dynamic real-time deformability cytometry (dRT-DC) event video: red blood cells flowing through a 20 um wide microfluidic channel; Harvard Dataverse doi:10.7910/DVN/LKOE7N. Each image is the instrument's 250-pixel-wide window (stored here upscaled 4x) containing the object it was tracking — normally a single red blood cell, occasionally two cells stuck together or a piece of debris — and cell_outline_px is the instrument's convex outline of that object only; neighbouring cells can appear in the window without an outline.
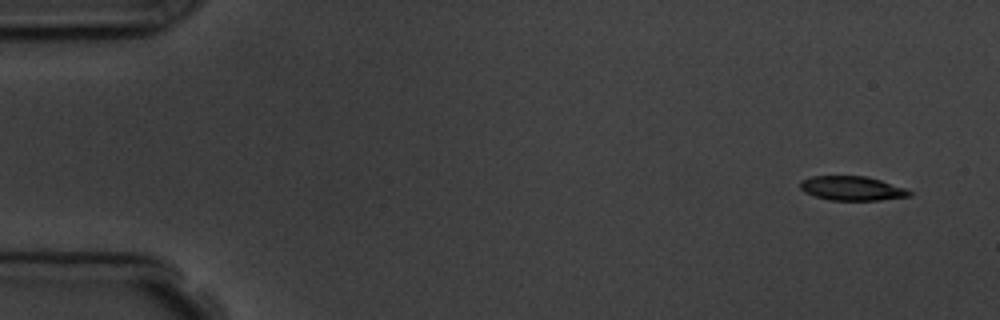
{"species": "common noctule bat (a hibernating species)", "species_latin": "Nyctalus noctula", "temperature_condition": "room temperature", "stored_images_in_passage": 6, "segment_of_instrument_passage": [1, 2], "camera_frame_rate_fps": 3000, "um_per_image_px": 0.085, "animal": {"sex": "male", "body_mass_g": 19.5, "forearm_length_mm": 54.6}, "frame": {"image": 1, "passage_image": 1, "time_ms": 0.0, "image_size_px": [1000, 320], "cell_outline_px": [[912, 196], [880, 200], [828, 200], [804, 192], [800, 188], [800, 180], [812, 176], [868, 176], [904, 188], [912, 192]], "centroid_in_image_um": [72.41, 16.01], "position_along_channel_um": 12.6, "area_um2": 15.43}}
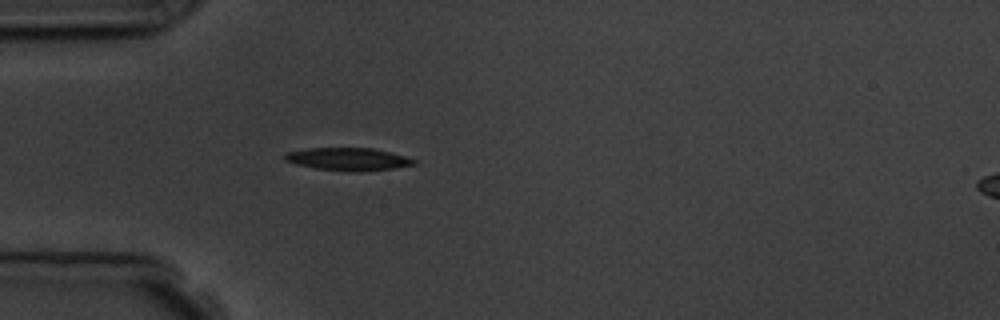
{"frame": {"image": 2, "passage_image": 5, "time_ms": 4.333, "image_size_px": [1000, 320], "cell_outline_px": [[416, 164], [396, 168], [360, 172], [352, 172], [316, 168], [296, 164], [284, 160], [284, 156], [288, 152], [308, 148], [372, 148], [404, 156], [416, 160]], "centroid_in_image_um": [29.6, 13.53], "position_along_channel_um": 55.4, "area_um2": 16.99}}